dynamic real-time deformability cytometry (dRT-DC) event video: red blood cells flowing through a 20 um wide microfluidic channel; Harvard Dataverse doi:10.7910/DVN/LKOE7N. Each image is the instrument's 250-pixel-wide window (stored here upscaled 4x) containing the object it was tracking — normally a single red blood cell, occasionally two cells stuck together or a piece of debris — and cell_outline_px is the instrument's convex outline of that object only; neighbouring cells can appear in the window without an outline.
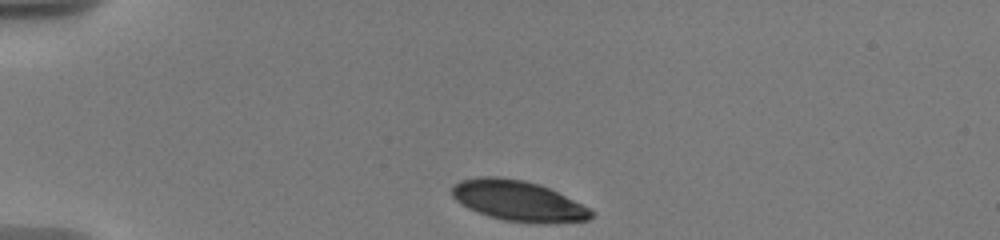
{"species": "human", "species_latin": "Homo sapiens", "temperature_condition": "warm", "stored_images_in_passage": 12, "camera_frame_rate_fps": 3000, "um_per_image_px": 0.085, "donor": {"sex": "male"}, "frame": {"image": 1, "passage_image": 1, "time_ms": 0.0, "image_size_px": [1000, 240], "cell_outline_px": [[596, 212], [588, 220], [548, 224], [540, 224], [504, 220], [488, 216], [468, 208], [456, 200], [452, 196], [452, 184], [460, 180], [480, 176], [496, 176], [524, 180], [540, 184], [592, 208]], "centroid_in_image_um": [44.08, 17.07], "position_along_channel_um": 40.9, "area_um2": 33.23}}
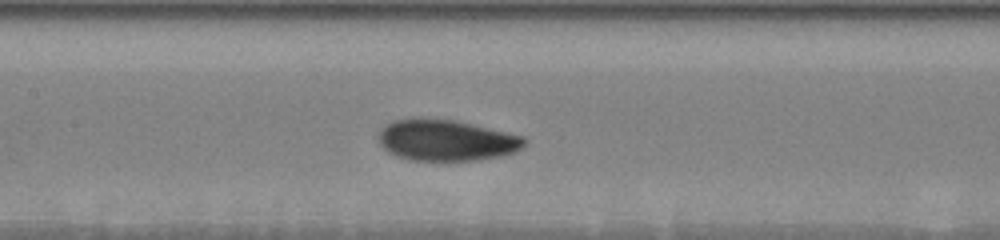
{"frame": {"image": 2, "passage_image": 9, "time_ms": 5.0, "image_size_px": [1000, 240], "cell_outline_px": [[528, 140], [516, 152], [500, 156], [476, 160], [408, 160], [396, 156], [388, 152], [380, 144], [380, 128], [384, 124], [396, 120], [420, 116], [452, 120], [524, 136]], "centroid_in_image_um": [37.9, 11.91], "position_along_channel_um": 169.5, "area_um2": 35.08}}
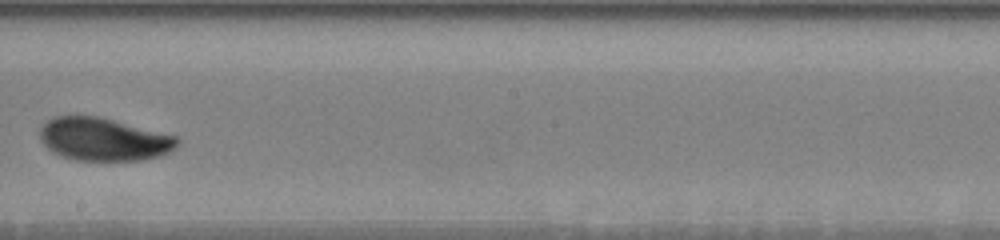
{"frame": {"image": 3, "passage_image": 12, "time_ms": 7.0, "image_size_px": [1000, 240], "cell_outline_px": [[180, 144], [176, 148], [160, 156], [140, 160], [76, 160], [60, 156], [52, 152], [40, 140], [40, 128], [52, 116], [100, 116], [180, 136]], "centroid_in_image_um": [8.85, 11.83], "position_along_channel_um": 239.3, "area_um2": 34.8}}